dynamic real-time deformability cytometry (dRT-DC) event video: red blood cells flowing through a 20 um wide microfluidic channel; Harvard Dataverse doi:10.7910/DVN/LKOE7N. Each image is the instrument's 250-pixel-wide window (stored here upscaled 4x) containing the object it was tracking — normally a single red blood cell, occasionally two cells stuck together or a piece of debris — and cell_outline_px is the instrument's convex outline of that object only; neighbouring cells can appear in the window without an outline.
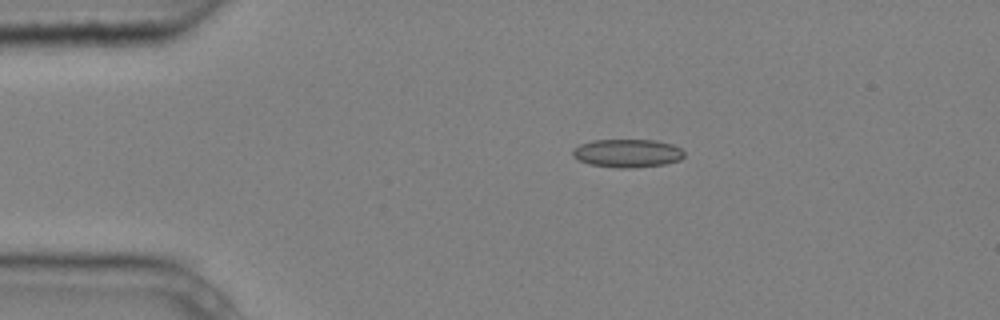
{"species": "common noctule bat (a hibernating species)", "species_latin": "Nyctalus noctula", "temperature_condition": "cold", "stored_images_in_passage": 8, "camera_frame_rate_fps": 3000, "um_per_image_px": 0.085, "animal": {"sex": "male", "body_mass_g": 20.4}, "frame": {"image": 1, "passage_image": 3, "time_ms": 0.667, "image_size_px": [1000, 320], "cell_outline_px": [[684, 156], [680, 160], [664, 164], [636, 168], [616, 168], [588, 164], [572, 156], [572, 148], [580, 144], [592, 140], [656, 140], [672, 144], [680, 148], [684, 152]], "centroid_in_image_um": [53.31, 13.03], "position_along_channel_um": 31.7, "area_um2": 18.55}}
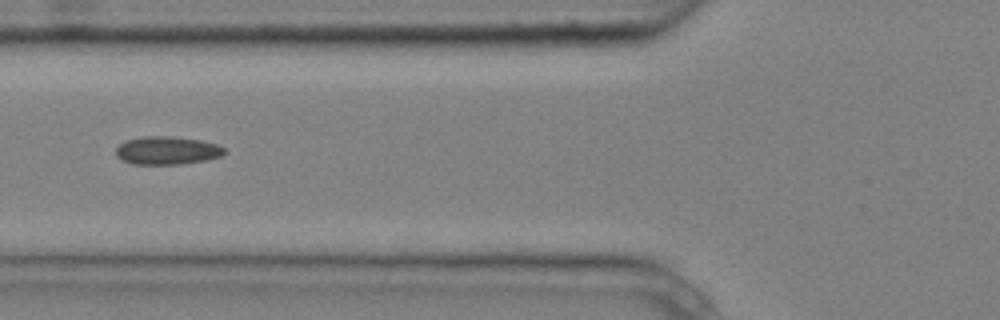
{"frame": {"image": 2, "passage_image": 6, "time_ms": 1.667, "image_size_px": [1000, 320], "cell_outline_px": [[228, 152], [220, 156], [204, 160], [180, 164], [132, 164], [116, 156], [116, 148], [124, 140], [144, 136], [172, 136], [200, 140], [216, 144], [224, 148]], "centroid_in_image_um": [14.19, 12.78], "position_along_channel_um": 111.6, "area_um2": 17.74}}
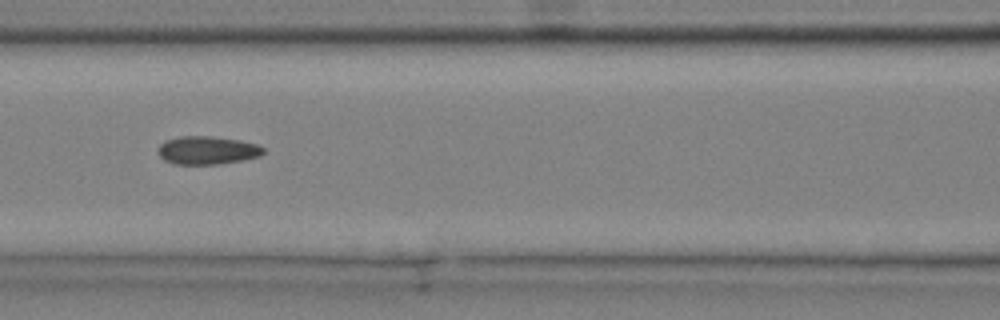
{"frame": {"image": 3, "passage_image": 7, "time_ms": 2.0, "image_size_px": [1000, 320], "cell_outline_px": [[264, 152], [260, 156], [220, 164], [176, 164], [164, 160], [160, 156], [160, 144], [168, 140], [180, 136], [212, 136], [240, 140], [256, 144], [264, 148]], "centroid_in_image_um": [17.64, 12.77], "position_along_channel_um": 149.0, "area_um2": 17.05}}